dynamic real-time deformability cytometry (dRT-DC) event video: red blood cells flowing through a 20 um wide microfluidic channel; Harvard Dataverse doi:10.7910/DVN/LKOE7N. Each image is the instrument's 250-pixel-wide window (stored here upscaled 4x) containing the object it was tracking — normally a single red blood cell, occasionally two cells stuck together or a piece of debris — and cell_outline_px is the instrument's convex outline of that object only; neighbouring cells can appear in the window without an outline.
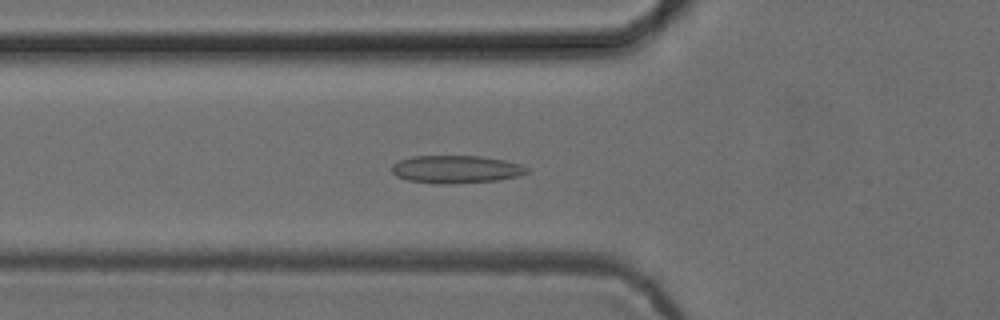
{"species": "common noctule bat (a hibernating species)", "species_latin": "Nyctalus noctula", "temperature_condition": "cold", "stored_images_in_passage": 41, "camera_frame_rate_fps": 3000, "um_per_image_px": 0.085, "animal": {"sex": "female", "body_mass_g": 24.6, "forearm_length_mm": 56.2}, "frame": {"image": 1, "passage_image": 7, "time_ms": 2.0, "image_size_px": [1000, 320], "cell_outline_px": [[532, 172], [520, 176], [496, 180], [448, 184], [436, 184], [408, 180], [396, 176], [392, 172], [392, 164], [400, 160], [412, 156], [480, 156], [504, 160], [520, 164], [532, 168]], "centroid_in_image_um": [38.82, 14.39], "position_along_channel_um": 87.0, "area_um2": 22.08}}
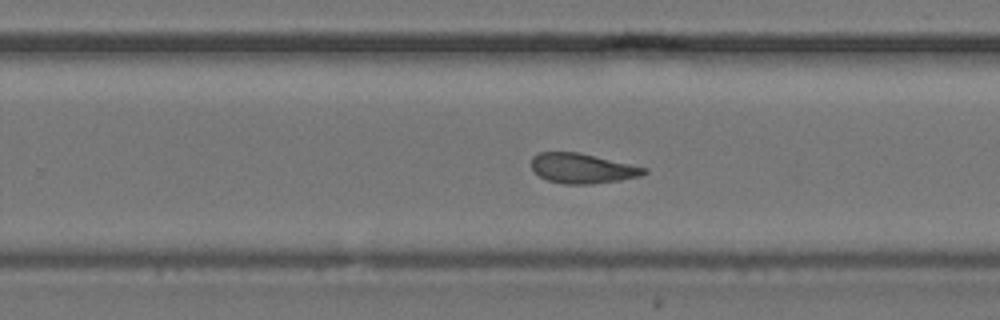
{"frame": {"image": 2, "passage_image": 22, "time_ms": 7.0, "image_size_px": [1000, 320], "cell_outline_px": [[648, 172], [640, 176], [620, 180], [592, 184], [564, 184], [548, 180], [540, 176], [532, 168], [532, 156], [540, 152], [576, 152], [648, 168]], "centroid_in_image_um": [49.5, 14.32], "position_along_channel_um": 280.3, "area_um2": 19.42}}
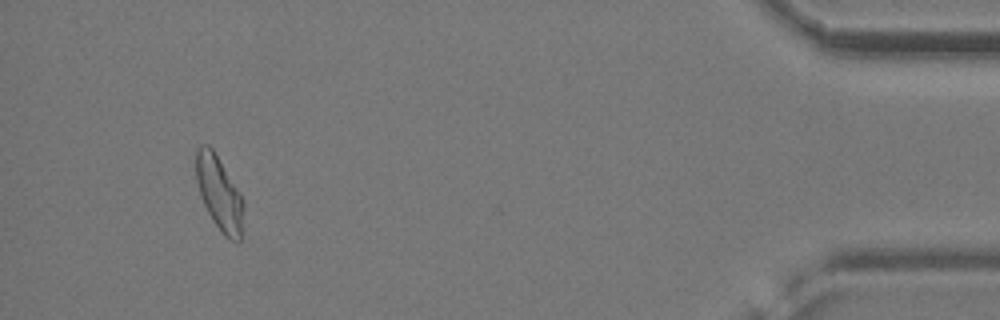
{"frame": {"image": 3, "passage_image": 38, "time_ms": 12.333, "image_size_px": [1000, 320], "cell_outline_px": [[244, 204], [240, 240], [228, 240], [224, 236], [212, 220], [200, 196], [196, 180], [196, 148], [200, 144], [208, 144], [212, 148], [240, 192], [244, 200]], "centroid_in_image_um": [18.62, 16.41], "position_along_channel_um": 416.6, "area_um2": 20.52}, "authors_computed_cell_mechanics": {"area_um2": 20.4034, "velocity_mm_per_s": 3.8675, "shape_relaxation_time_tau1_ms": null, "shape_relaxation_time_tau2_ms": 3.0728, "deformation_change_tau1": null, "deformation_change_tau2": 0.0975}}